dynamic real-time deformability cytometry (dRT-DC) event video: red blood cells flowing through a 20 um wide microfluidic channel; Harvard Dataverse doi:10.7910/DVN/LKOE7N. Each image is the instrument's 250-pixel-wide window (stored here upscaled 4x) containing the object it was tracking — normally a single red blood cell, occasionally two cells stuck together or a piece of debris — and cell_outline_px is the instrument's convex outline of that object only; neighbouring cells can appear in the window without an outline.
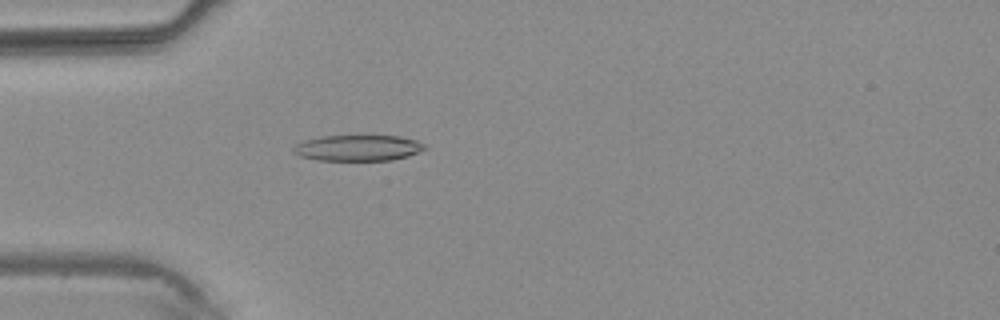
{"species": "common noctule bat (a hibernating species)", "species_latin": "Nyctalus noctula", "temperature_condition": "warm", "stored_images_in_passage": 2, "camera_frame_rate_fps": 3000, "um_per_image_px": 0.085, "animal": {"sex": "male", "body_mass_g": 20.4}, "frame": {"image": 1, "passage_image": 2, "time_ms": 1.333, "image_size_px": [1000, 320], "cell_outline_px": [[428, 148], [408, 156], [392, 160], [316, 160], [300, 156], [292, 152], [292, 148], [296, 144], [304, 140], [320, 136], [400, 136], [416, 140], [424, 144]], "centroid_in_image_um": [30.41, 12.57], "position_along_channel_um": 54.6, "area_um2": 19.88}}